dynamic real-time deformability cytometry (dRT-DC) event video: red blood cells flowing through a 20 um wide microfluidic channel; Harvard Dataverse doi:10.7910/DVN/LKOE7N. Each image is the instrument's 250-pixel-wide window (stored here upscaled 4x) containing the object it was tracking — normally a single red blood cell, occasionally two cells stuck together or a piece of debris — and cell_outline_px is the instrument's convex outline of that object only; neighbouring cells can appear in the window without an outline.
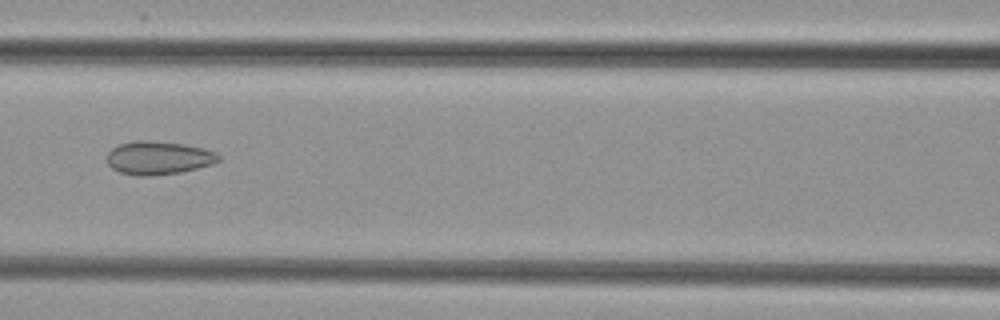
{"species": "common noctule bat (a hibernating species)", "species_latin": "Nyctalus noctula", "temperature_condition": "cold", "stored_images_in_passage": 8, "camera_frame_rate_fps": 3000, "um_per_image_px": 0.085, "animal": {"sex": "female", "body_mass_g": 29.2, "forearm_length_mm": 56.3}, "frame": {"image": 1, "passage_image": 7, "time_ms": 7.0, "image_size_px": [1000, 320], "cell_outline_px": [[220, 160], [212, 164], [180, 172], [152, 176], [136, 176], [120, 172], [112, 168], [108, 164], [108, 152], [112, 148], [120, 144], [136, 140], [144, 140], [184, 144], [204, 148], [216, 152], [220, 156]], "centroid_in_image_um": [13.47, 13.42], "position_along_channel_um": 153.1, "area_um2": 21.62}}
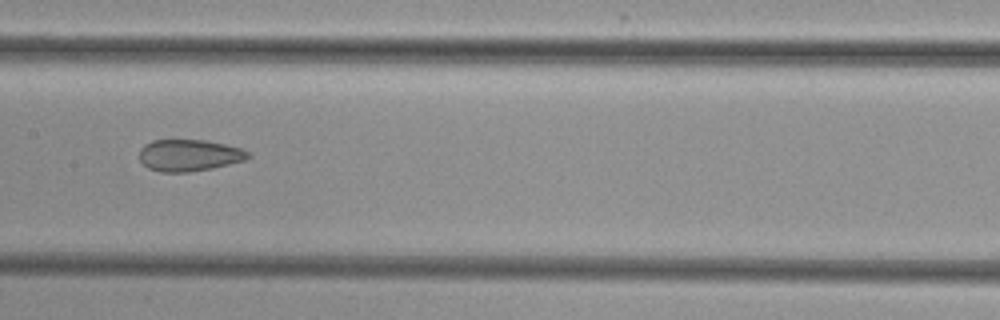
{"frame": {"image": 2, "passage_image": 8, "time_ms": 8.0, "image_size_px": [1000, 320], "cell_outline_px": [[252, 156], [244, 160], [212, 168], [188, 172], [160, 172], [148, 168], [140, 160], [140, 148], [144, 144], [152, 140], [204, 140], [224, 144], [240, 148], [248, 152]], "centroid_in_image_um": [16.05, 13.2], "position_along_channel_um": 191.4, "area_um2": 20.0}}